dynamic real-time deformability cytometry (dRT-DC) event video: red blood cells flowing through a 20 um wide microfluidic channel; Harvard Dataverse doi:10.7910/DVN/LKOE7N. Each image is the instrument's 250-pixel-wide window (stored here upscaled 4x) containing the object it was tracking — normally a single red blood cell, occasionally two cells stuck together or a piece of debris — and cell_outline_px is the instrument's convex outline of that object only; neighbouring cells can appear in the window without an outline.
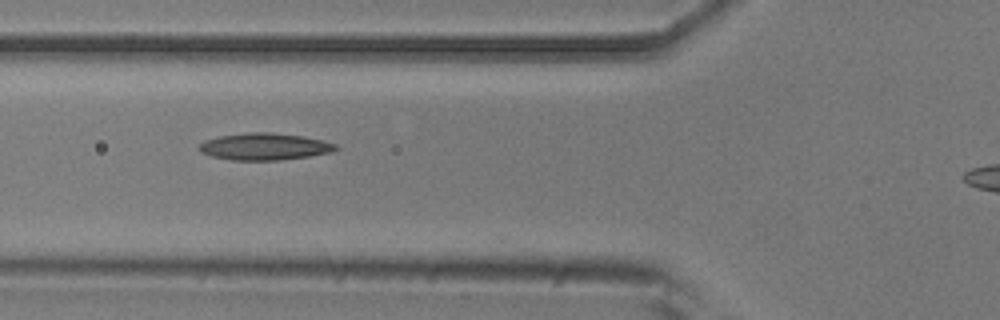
{"species": "common noctule bat (a hibernating species)", "species_latin": "Nyctalus noctula", "temperature_condition": "room temperature", "stored_images_in_passage": 38, "camera_frame_rate_fps": 3000, "um_per_image_px": 0.085, "animal": {"sex": "male", "body_mass_g": 20.5, "forearm_length_mm": 52.5}, "frame": {"image": 1, "passage_image": 11, "time_ms": 3.333, "image_size_px": [1000, 320], "cell_outline_px": [[340, 148], [332, 152], [308, 156], [276, 160], [232, 160], [212, 156], [200, 152], [196, 148], [204, 140], [220, 136], [252, 132], [268, 132], [304, 136], [336, 144]], "centroid_in_image_um": [22.46, 12.46], "position_along_channel_um": 103.3, "area_um2": 21.33}}
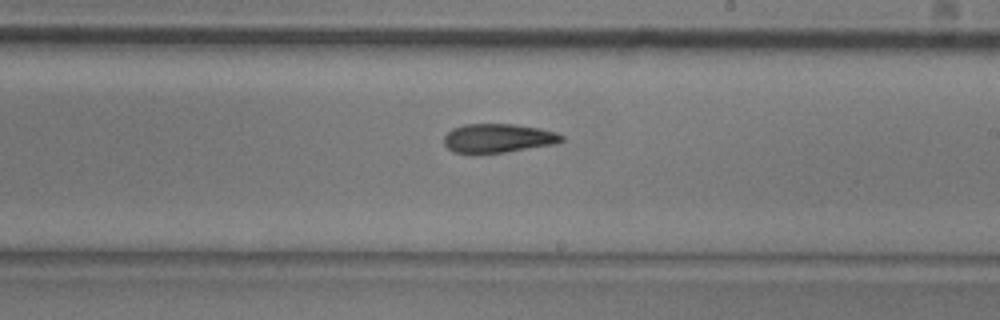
{"frame": {"image": 2, "passage_image": 22, "time_ms": 7.0, "image_size_px": [1000, 320], "cell_outline_px": [[564, 140], [556, 144], [504, 152], [476, 156], [452, 152], [444, 144], [444, 136], [452, 128], [464, 124], [512, 124], [540, 128], [556, 132], [564, 136]], "centroid_in_image_um": [42.29, 11.78], "position_along_channel_um": 246.7, "area_um2": 20.4}}
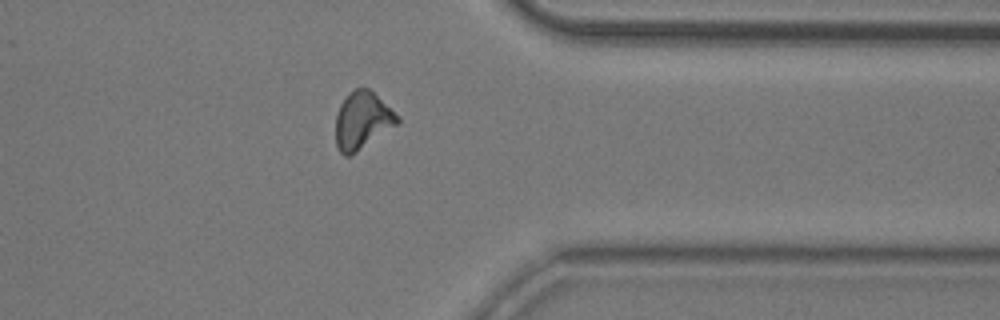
{"frame": {"image": 3, "passage_image": 33, "time_ms": 10.667, "image_size_px": [1000, 320], "cell_outline_px": [[400, 124], [356, 152], [348, 156], [344, 156], [340, 152], [336, 144], [336, 116], [340, 104], [356, 88], [368, 88], [400, 116]], "centroid_in_image_um": [30.83, 10.27], "position_along_channel_um": 380.6, "area_um2": 20.52}, "authors_computed_cell_mechanics": {"area_um2": 19.9988, "velocity_mm_per_s": 3.8944, "shape_relaxation_time_tau1_ms": null, "shape_relaxation_time_tau2_ms": 9.9574, "deformation_change_tau1": null, "deformation_change_tau2": 0.1727}}